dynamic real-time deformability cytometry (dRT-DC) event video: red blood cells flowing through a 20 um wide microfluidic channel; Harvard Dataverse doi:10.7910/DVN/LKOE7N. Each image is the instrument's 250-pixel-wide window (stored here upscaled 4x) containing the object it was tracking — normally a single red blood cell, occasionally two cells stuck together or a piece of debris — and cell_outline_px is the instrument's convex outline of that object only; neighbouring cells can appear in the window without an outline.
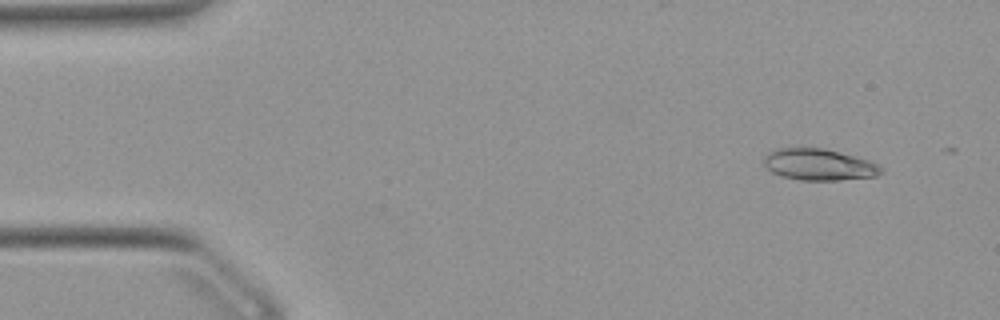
{"species": "Egyptian fruit bat (a non-hibernating species)", "species_latin": "Rousettus aegyptiacus", "temperature_condition": "warm", "stored_images_in_passage": 4, "camera_frame_rate_fps": 3000, "um_per_image_px": 0.085, "animal": {"sex": "female"}, "frame": {"image": 1, "passage_image": 3, "time_ms": 0.667, "image_size_px": [1000, 320], "cell_outline_px": [[884, 172], [876, 176], [840, 180], [800, 180], [780, 176], [772, 172], [764, 164], [764, 156], [768, 152], [776, 148], [824, 148], [868, 160], [884, 168]], "centroid_in_image_um": [69.6, 13.99], "position_along_channel_um": 15.4, "area_um2": 21.5}}